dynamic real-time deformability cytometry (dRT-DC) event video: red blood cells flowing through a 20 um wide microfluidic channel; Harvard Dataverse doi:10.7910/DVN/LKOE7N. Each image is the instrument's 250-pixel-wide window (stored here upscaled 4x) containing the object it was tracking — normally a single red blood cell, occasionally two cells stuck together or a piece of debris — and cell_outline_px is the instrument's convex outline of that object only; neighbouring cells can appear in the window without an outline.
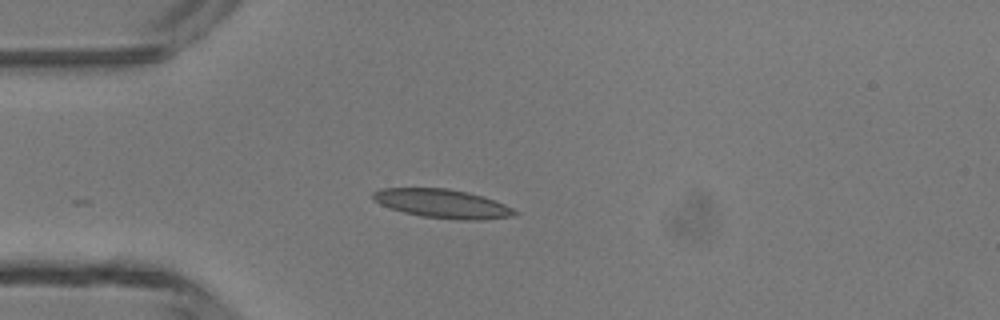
{"species": "common noctule bat (a hibernating species)", "species_latin": "Nyctalus noctula", "temperature_condition": "room temperature", "stored_images_in_passage": 6, "camera_frame_rate_fps": 3000, "um_per_image_px": 0.085, "animal": {"sex": "male", "body_mass_g": 13.3}, "frame": {"image": 1, "passage_image": 1, "time_ms": 0.0, "image_size_px": [1000, 320], "cell_outline_px": [[520, 212], [516, 216], [484, 220], [456, 220], [420, 216], [404, 212], [380, 204], [372, 200], [372, 192], [380, 188], [448, 188], [468, 192], [504, 204]], "centroid_in_image_um": [37.61, 17.32], "position_along_channel_um": 47.4, "area_um2": 23.93}}
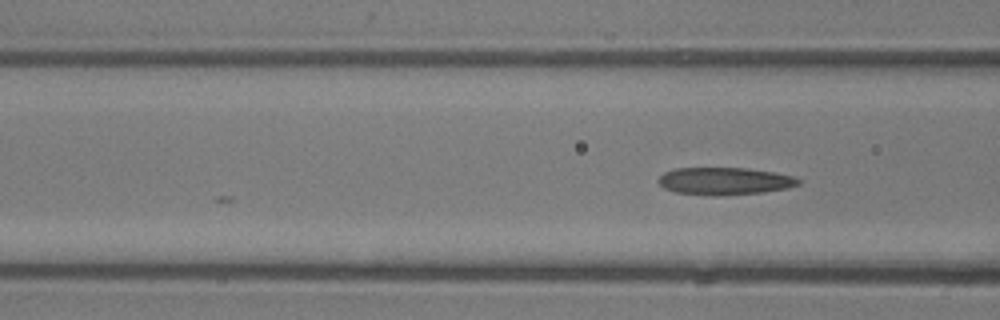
{"frame": {"image": 2, "passage_image": 6, "time_ms": 1.667, "image_size_px": [1000, 320], "cell_outline_px": [[800, 184], [788, 188], [764, 192], [720, 196], [716, 196], [676, 192], [664, 188], [656, 180], [664, 172], [676, 168], [744, 168], [772, 172], [792, 176], [800, 180]], "centroid_in_image_um": [61.57, 15.4], "position_along_channel_um": 105.0, "area_um2": 22.31}}